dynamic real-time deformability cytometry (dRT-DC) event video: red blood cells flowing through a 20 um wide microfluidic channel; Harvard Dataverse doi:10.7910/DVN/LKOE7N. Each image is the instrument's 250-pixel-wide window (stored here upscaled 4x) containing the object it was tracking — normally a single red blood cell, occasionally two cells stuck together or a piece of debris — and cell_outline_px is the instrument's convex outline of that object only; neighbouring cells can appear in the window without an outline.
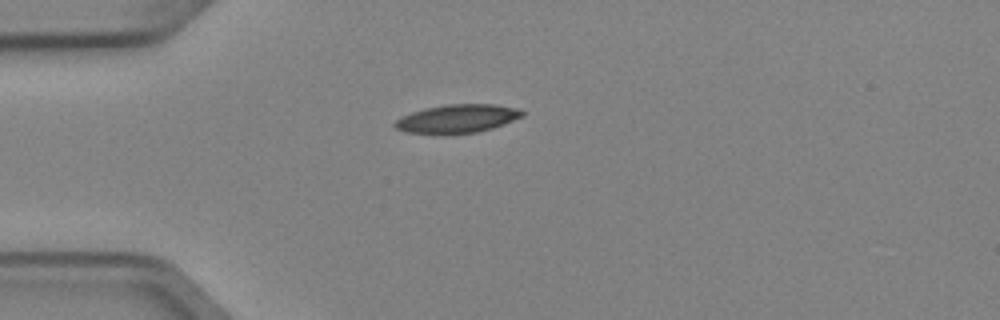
{"species": "Egyptian fruit bat (a non-hibernating species)", "species_latin": "Rousettus aegyptiacus", "temperature_condition": "cold", "stored_images_in_passage": 2, "camera_frame_rate_fps": 3000, "um_per_image_px": 0.085, "animal": {"sex": "female"}, "frame": {"image": 1, "passage_image": 1, "time_ms": 0.0, "image_size_px": [1000, 320], "cell_outline_px": [[524, 116], [504, 124], [492, 128], [476, 132], [448, 136], [408, 132], [396, 128], [392, 124], [400, 116], [424, 108], [448, 104], [496, 104], [520, 108], [524, 112]], "centroid_in_image_um": [38.87, 10.1], "position_along_channel_um": 46.1, "area_um2": 21.68}}